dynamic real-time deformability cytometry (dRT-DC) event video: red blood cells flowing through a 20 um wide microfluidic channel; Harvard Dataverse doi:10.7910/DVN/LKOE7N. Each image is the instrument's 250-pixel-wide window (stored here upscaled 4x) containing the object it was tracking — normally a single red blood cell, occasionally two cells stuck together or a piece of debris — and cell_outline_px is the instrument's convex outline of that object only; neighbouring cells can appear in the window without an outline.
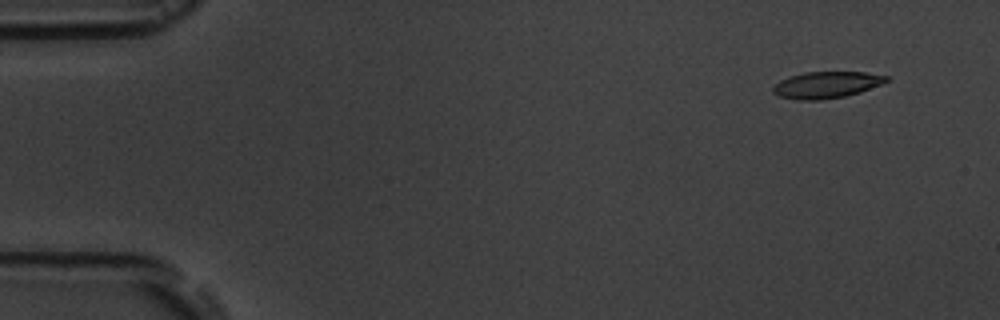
{"species": "common noctule bat (a hibernating species)", "species_latin": "Nyctalus noctula", "temperature_condition": "room temperature", "stored_images_in_passage": 9, "camera_frame_rate_fps": 3000, "um_per_image_px": 0.085, "animal": {"sex": "male", "body_mass_g": 19.5, "forearm_length_mm": 54.6}, "frame": {"image": 1, "passage_image": 2, "time_ms": 1.0, "image_size_px": [1000, 320], "cell_outline_px": [[888, 80], [880, 84], [860, 92], [844, 96], [820, 100], [796, 100], [780, 96], [772, 92], [772, 88], [780, 80], [788, 76], [804, 72], [864, 72], [888, 76]], "centroid_in_image_um": [70.2, 7.21], "position_along_channel_um": 14.8, "area_um2": 17.46}}
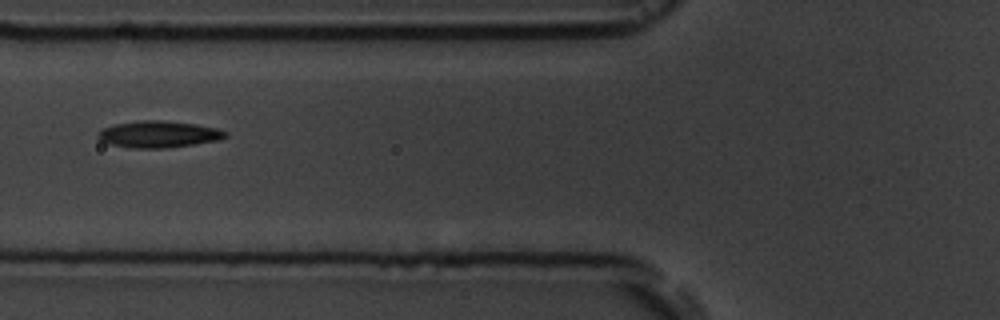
{"frame": {"image": 2, "passage_image": 6, "time_ms": 6.667, "image_size_px": [1000, 320], "cell_outline_px": [[228, 136], [220, 140], [196, 144], [164, 148], [132, 148], [108, 144], [100, 140], [96, 136], [96, 132], [100, 128], [116, 124], [140, 120], [164, 120], [196, 124], [216, 128], [228, 132]], "centroid_in_image_um": [13.46, 11.41], "position_along_channel_um": 112.3, "area_um2": 20.11}}
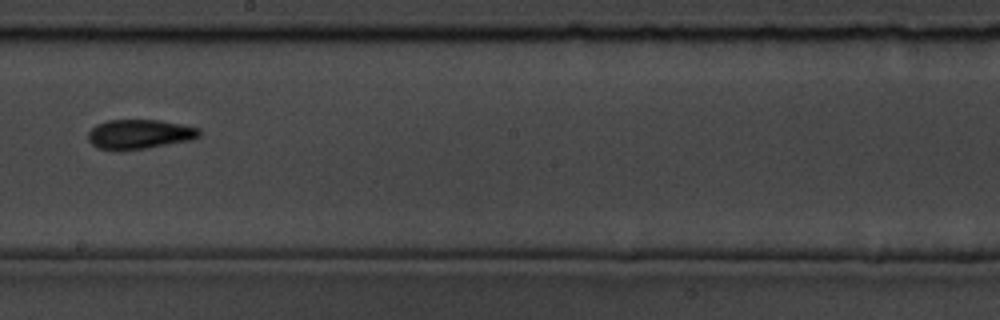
{"frame": {"image": 3, "passage_image": 9, "time_ms": 10.0, "image_size_px": [1000, 320], "cell_outline_px": [[200, 136], [192, 140], [148, 148], [96, 148], [88, 140], [88, 132], [96, 124], [108, 120], [160, 120], [184, 124], [200, 128]], "centroid_in_image_um": [11.91, 11.37], "position_along_channel_um": 236.3, "area_um2": 18.9}}